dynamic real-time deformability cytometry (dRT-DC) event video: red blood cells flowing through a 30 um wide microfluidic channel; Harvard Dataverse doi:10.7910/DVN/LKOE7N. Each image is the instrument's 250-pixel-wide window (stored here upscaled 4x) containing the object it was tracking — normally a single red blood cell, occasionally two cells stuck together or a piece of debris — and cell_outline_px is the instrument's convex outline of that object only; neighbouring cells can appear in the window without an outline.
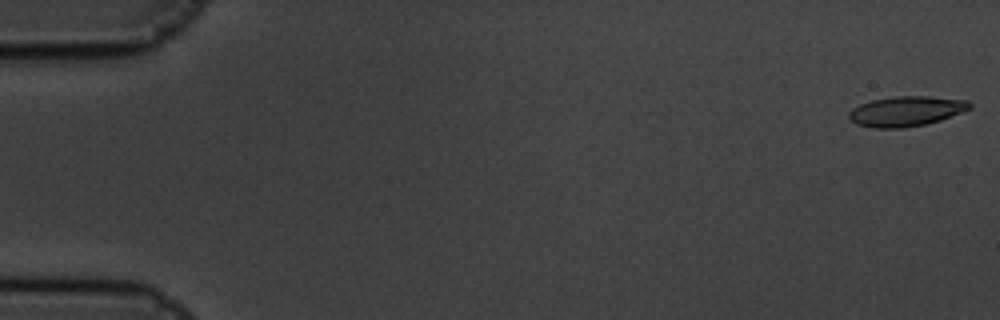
{"species": "common noctule bat (a hibernating species)", "species_latin": "Nyctalus noctula", "temperature_condition": "cold", "stored_images_in_passage": 60, "camera_frame_rate_fps": 3000, "um_per_image_px": 0.085, "animal": {"sex": "male", "body_mass_g": 19.5, "forearm_length_mm": 54.6}, "frame": {"image": 1, "passage_image": 1, "time_ms": 0.0, "image_size_px": [1000, 320], "cell_outline_px": [[972, 108], [940, 120], [924, 124], [904, 128], [872, 128], [856, 124], [848, 116], [848, 112], [852, 108], [860, 104], [872, 100], [896, 96], [928, 96], [968, 100], [972, 104]], "centroid_in_image_um": [77.02, 9.45], "position_along_channel_um": 8.0, "area_um2": 21.15}}
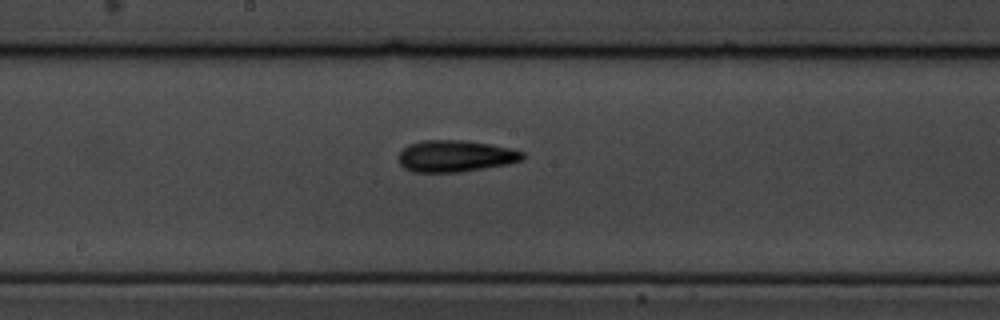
{"frame": {"image": 2, "passage_image": 32, "time_ms": 10.333, "image_size_px": [1000, 320], "cell_outline_px": [[524, 156], [520, 160], [508, 164], [460, 172], [412, 172], [404, 168], [400, 164], [400, 152], [408, 144], [420, 140], [464, 140], [488, 144], [508, 148], [524, 152]], "centroid_in_image_um": [38.67, 13.26], "position_along_channel_um": 209.5, "area_um2": 22.72}}
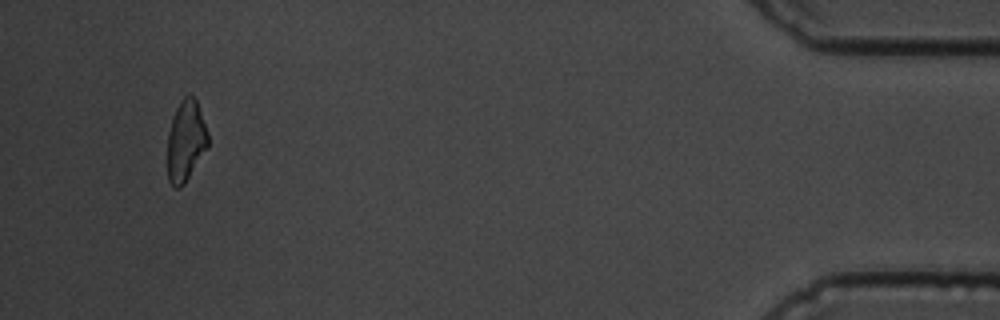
{"frame": {"image": 3, "passage_image": 57, "time_ms": 18.667, "image_size_px": [1000, 320], "cell_outline_px": [[208, 148], [184, 184], [180, 188], [176, 188], [168, 180], [168, 132], [176, 108], [180, 100], [188, 92], [196, 100], [208, 132]], "centroid_in_image_um": [15.8, 11.97], "position_along_channel_um": 419.4, "area_um2": 19.13}, "authors_computed_cell_mechanics": {"area_um2": 21.1259, "velocity_mm_per_s": 3.3609, "shape_relaxation_time_tau1_ms": 4.8682, "shape_relaxation_time_tau2_ms": 6.6581, "deformation_change_tau1": 0.1232, "deformation_change_tau2": 0.1709}}